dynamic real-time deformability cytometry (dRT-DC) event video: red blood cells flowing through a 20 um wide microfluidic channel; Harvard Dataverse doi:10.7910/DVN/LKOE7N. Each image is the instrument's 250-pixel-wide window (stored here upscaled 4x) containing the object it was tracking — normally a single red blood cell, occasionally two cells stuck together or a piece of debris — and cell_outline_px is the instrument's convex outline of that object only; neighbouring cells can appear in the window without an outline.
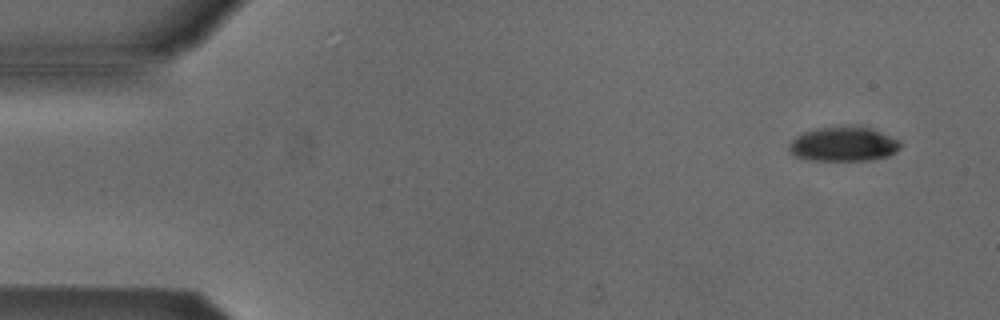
{"species": "Egyptian fruit bat (a non-hibernating species)", "species_latin": "Rousettus aegyptiacus", "temperature_condition": "cold", "stored_images_in_passage": 4, "camera_frame_rate_fps": 3000, "um_per_image_px": 0.085, "animal": {"sex": "male"}, "frame": {"image": 1, "passage_image": 1, "time_ms": 0.0, "image_size_px": [1000, 320], "cell_outline_px": [[900, 148], [896, 152], [888, 156], [868, 160], [808, 160], [796, 156], [788, 148], [788, 144], [796, 136], [804, 132], [816, 128], [868, 128], [888, 136], [896, 140], [900, 144]], "centroid_in_image_um": [71.64, 12.29], "position_along_channel_um": 13.4, "area_um2": 21.56}}
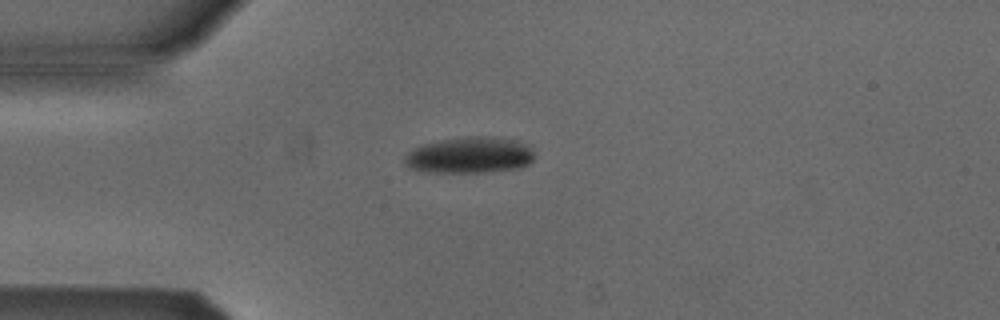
{"frame": {"image": 2, "passage_image": 4, "time_ms": 3.333, "image_size_px": [1000, 320], "cell_outline_px": [[532, 160], [528, 164], [516, 168], [484, 172], [436, 172], [412, 168], [404, 160], [408, 152], [412, 148], [420, 144], [440, 140], [472, 136], [484, 136], [512, 140], [528, 144], [532, 152]], "centroid_in_image_um": [39.91, 13.18], "position_along_channel_um": 45.1, "area_um2": 26.88}}